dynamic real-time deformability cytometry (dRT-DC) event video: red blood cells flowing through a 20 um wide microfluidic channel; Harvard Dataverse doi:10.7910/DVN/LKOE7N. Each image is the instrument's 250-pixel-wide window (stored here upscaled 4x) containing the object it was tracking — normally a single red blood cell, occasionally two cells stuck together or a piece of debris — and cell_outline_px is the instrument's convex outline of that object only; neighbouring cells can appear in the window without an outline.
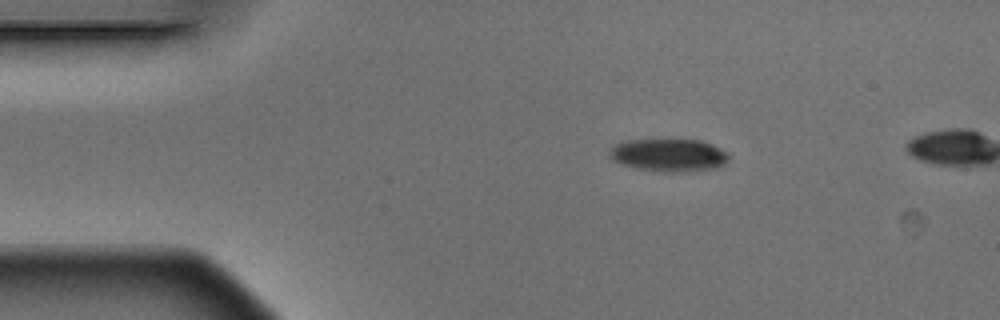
{"species": "Egyptian fruit bat (a non-hibernating species)", "species_latin": "Rousettus aegyptiacus", "temperature_condition": "warm", "stored_images_in_passage": 5, "camera_frame_rate_fps": 3000, "um_per_image_px": 0.085, "animal": {"sex": "male"}, "frame": {"image": 1, "passage_image": 2, "time_ms": 0.333, "image_size_px": [1000, 320], "cell_outline_px": [[728, 160], [724, 164], [716, 168], [688, 172], [664, 172], [640, 168], [620, 164], [608, 156], [608, 152], [616, 144], [628, 140], [700, 140], [712, 144], [728, 152]], "centroid_in_image_um": [56.87, 13.19], "position_along_channel_um": 28.1, "area_um2": 22.72}}
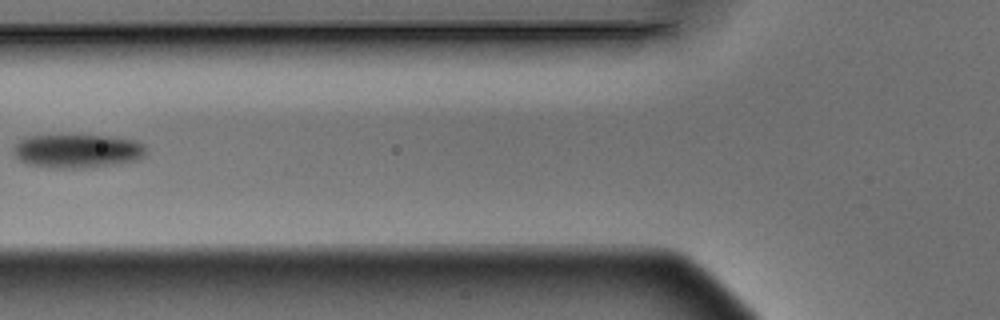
{"frame": {"image": 2, "passage_image": 5, "time_ms": 1.333, "image_size_px": [1000, 320], "cell_outline_px": [[144, 156], [136, 160], [116, 164], [80, 168], [48, 168], [28, 164], [20, 160], [12, 152], [12, 144], [16, 140], [24, 136], [108, 136], [136, 140], [144, 144]], "centroid_in_image_um": [6.5, 12.83], "position_along_channel_um": 119.3, "area_um2": 26.18}}